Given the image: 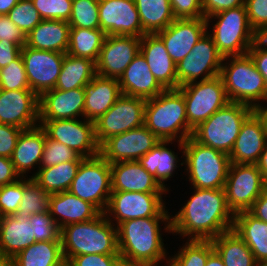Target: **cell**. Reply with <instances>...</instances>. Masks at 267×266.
<instances>
[{
    "label": "cell",
    "mask_w": 267,
    "mask_h": 266,
    "mask_svg": "<svg viewBox=\"0 0 267 266\" xmlns=\"http://www.w3.org/2000/svg\"><path fill=\"white\" fill-rule=\"evenodd\" d=\"M171 218V232L189 239L211 240L233 230L234 214L228 208L224 188L200 189Z\"/></svg>",
    "instance_id": "1"
},
{
    "label": "cell",
    "mask_w": 267,
    "mask_h": 266,
    "mask_svg": "<svg viewBox=\"0 0 267 266\" xmlns=\"http://www.w3.org/2000/svg\"><path fill=\"white\" fill-rule=\"evenodd\" d=\"M160 220L167 222L164 229L171 232L170 217L130 219L117 226L119 255L124 266H157L166 258Z\"/></svg>",
    "instance_id": "2"
},
{
    "label": "cell",
    "mask_w": 267,
    "mask_h": 266,
    "mask_svg": "<svg viewBox=\"0 0 267 266\" xmlns=\"http://www.w3.org/2000/svg\"><path fill=\"white\" fill-rule=\"evenodd\" d=\"M106 216L100 213L92 220L61 228L60 239L65 262L73 256L83 254H119L117 227L114 228L110 217Z\"/></svg>",
    "instance_id": "3"
},
{
    "label": "cell",
    "mask_w": 267,
    "mask_h": 266,
    "mask_svg": "<svg viewBox=\"0 0 267 266\" xmlns=\"http://www.w3.org/2000/svg\"><path fill=\"white\" fill-rule=\"evenodd\" d=\"M144 116V125L161 141L172 142L179 137V141L184 142L192 136L184 97L178 89H166L156 97L147 99Z\"/></svg>",
    "instance_id": "4"
},
{
    "label": "cell",
    "mask_w": 267,
    "mask_h": 266,
    "mask_svg": "<svg viewBox=\"0 0 267 266\" xmlns=\"http://www.w3.org/2000/svg\"><path fill=\"white\" fill-rule=\"evenodd\" d=\"M254 111L246 104L229 101L193 129L191 137L201 145L230 155L242 124Z\"/></svg>",
    "instance_id": "5"
},
{
    "label": "cell",
    "mask_w": 267,
    "mask_h": 266,
    "mask_svg": "<svg viewBox=\"0 0 267 266\" xmlns=\"http://www.w3.org/2000/svg\"><path fill=\"white\" fill-rule=\"evenodd\" d=\"M183 150L187 174L194 188L220 189L224 188L231 165L228 154L214 148L201 145L192 137L184 142L179 141Z\"/></svg>",
    "instance_id": "6"
},
{
    "label": "cell",
    "mask_w": 267,
    "mask_h": 266,
    "mask_svg": "<svg viewBox=\"0 0 267 266\" xmlns=\"http://www.w3.org/2000/svg\"><path fill=\"white\" fill-rule=\"evenodd\" d=\"M231 58L233 59L230 64L222 63L220 71L228 100L246 104L257 110L261 105L254 101H267L264 78L249 54L231 56Z\"/></svg>",
    "instance_id": "7"
},
{
    "label": "cell",
    "mask_w": 267,
    "mask_h": 266,
    "mask_svg": "<svg viewBox=\"0 0 267 266\" xmlns=\"http://www.w3.org/2000/svg\"><path fill=\"white\" fill-rule=\"evenodd\" d=\"M214 17L218 21L213 26V34L210 36L218 52L224 57L223 61L231 56L248 54V50L259 36L250 26L245 5L209 16L206 21L209 22Z\"/></svg>",
    "instance_id": "8"
},
{
    "label": "cell",
    "mask_w": 267,
    "mask_h": 266,
    "mask_svg": "<svg viewBox=\"0 0 267 266\" xmlns=\"http://www.w3.org/2000/svg\"><path fill=\"white\" fill-rule=\"evenodd\" d=\"M68 191L104 213L112 192L110 164L100 154L85 158Z\"/></svg>",
    "instance_id": "9"
},
{
    "label": "cell",
    "mask_w": 267,
    "mask_h": 266,
    "mask_svg": "<svg viewBox=\"0 0 267 266\" xmlns=\"http://www.w3.org/2000/svg\"><path fill=\"white\" fill-rule=\"evenodd\" d=\"M178 90L183 94L188 125L192 129L229 102L220 75L180 86Z\"/></svg>",
    "instance_id": "10"
},
{
    "label": "cell",
    "mask_w": 267,
    "mask_h": 266,
    "mask_svg": "<svg viewBox=\"0 0 267 266\" xmlns=\"http://www.w3.org/2000/svg\"><path fill=\"white\" fill-rule=\"evenodd\" d=\"M147 100L122 94L114 105L95 123V136L99 145L111 136L122 134L144 125Z\"/></svg>",
    "instance_id": "11"
},
{
    "label": "cell",
    "mask_w": 267,
    "mask_h": 266,
    "mask_svg": "<svg viewBox=\"0 0 267 266\" xmlns=\"http://www.w3.org/2000/svg\"><path fill=\"white\" fill-rule=\"evenodd\" d=\"M264 177L256 164L231 163L224 190L228 208L248 211L262 194Z\"/></svg>",
    "instance_id": "12"
},
{
    "label": "cell",
    "mask_w": 267,
    "mask_h": 266,
    "mask_svg": "<svg viewBox=\"0 0 267 266\" xmlns=\"http://www.w3.org/2000/svg\"><path fill=\"white\" fill-rule=\"evenodd\" d=\"M49 139L61 142L83 158L100 154L95 136V123L76 119L38 121Z\"/></svg>",
    "instance_id": "13"
},
{
    "label": "cell",
    "mask_w": 267,
    "mask_h": 266,
    "mask_svg": "<svg viewBox=\"0 0 267 266\" xmlns=\"http://www.w3.org/2000/svg\"><path fill=\"white\" fill-rule=\"evenodd\" d=\"M164 193L111 192L104 214L114 215L117 226L127 220L146 217H170L162 200Z\"/></svg>",
    "instance_id": "14"
},
{
    "label": "cell",
    "mask_w": 267,
    "mask_h": 266,
    "mask_svg": "<svg viewBox=\"0 0 267 266\" xmlns=\"http://www.w3.org/2000/svg\"><path fill=\"white\" fill-rule=\"evenodd\" d=\"M223 58L207 31L191 52L176 64L179 87L196 82L202 74L205 75L201 80L220 75Z\"/></svg>",
    "instance_id": "15"
},
{
    "label": "cell",
    "mask_w": 267,
    "mask_h": 266,
    "mask_svg": "<svg viewBox=\"0 0 267 266\" xmlns=\"http://www.w3.org/2000/svg\"><path fill=\"white\" fill-rule=\"evenodd\" d=\"M161 140L145 125L114 135L100 145V155L109 163L138 161Z\"/></svg>",
    "instance_id": "16"
},
{
    "label": "cell",
    "mask_w": 267,
    "mask_h": 266,
    "mask_svg": "<svg viewBox=\"0 0 267 266\" xmlns=\"http://www.w3.org/2000/svg\"><path fill=\"white\" fill-rule=\"evenodd\" d=\"M21 56L29 87L38 97L55 88L65 53L39 50L25 45Z\"/></svg>",
    "instance_id": "17"
},
{
    "label": "cell",
    "mask_w": 267,
    "mask_h": 266,
    "mask_svg": "<svg viewBox=\"0 0 267 266\" xmlns=\"http://www.w3.org/2000/svg\"><path fill=\"white\" fill-rule=\"evenodd\" d=\"M142 37L107 35L96 62V73L119 79L134 57L140 52Z\"/></svg>",
    "instance_id": "18"
},
{
    "label": "cell",
    "mask_w": 267,
    "mask_h": 266,
    "mask_svg": "<svg viewBox=\"0 0 267 266\" xmlns=\"http://www.w3.org/2000/svg\"><path fill=\"white\" fill-rule=\"evenodd\" d=\"M99 22L106 35H145L134 0H99Z\"/></svg>",
    "instance_id": "19"
},
{
    "label": "cell",
    "mask_w": 267,
    "mask_h": 266,
    "mask_svg": "<svg viewBox=\"0 0 267 266\" xmlns=\"http://www.w3.org/2000/svg\"><path fill=\"white\" fill-rule=\"evenodd\" d=\"M209 23L204 17L196 19H175L166 29L156 35L175 64L182 61L195 44L207 32Z\"/></svg>",
    "instance_id": "20"
},
{
    "label": "cell",
    "mask_w": 267,
    "mask_h": 266,
    "mask_svg": "<svg viewBox=\"0 0 267 266\" xmlns=\"http://www.w3.org/2000/svg\"><path fill=\"white\" fill-rule=\"evenodd\" d=\"M39 97L32 90L0 89V123L21 129L37 126Z\"/></svg>",
    "instance_id": "21"
},
{
    "label": "cell",
    "mask_w": 267,
    "mask_h": 266,
    "mask_svg": "<svg viewBox=\"0 0 267 266\" xmlns=\"http://www.w3.org/2000/svg\"><path fill=\"white\" fill-rule=\"evenodd\" d=\"M266 144V121L259 111L255 110L241 126L229 155L231 163L256 164Z\"/></svg>",
    "instance_id": "22"
},
{
    "label": "cell",
    "mask_w": 267,
    "mask_h": 266,
    "mask_svg": "<svg viewBox=\"0 0 267 266\" xmlns=\"http://www.w3.org/2000/svg\"><path fill=\"white\" fill-rule=\"evenodd\" d=\"M84 105V88L66 91L54 88L39 97V121L76 119L84 116Z\"/></svg>",
    "instance_id": "23"
},
{
    "label": "cell",
    "mask_w": 267,
    "mask_h": 266,
    "mask_svg": "<svg viewBox=\"0 0 267 266\" xmlns=\"http://www.w3.org/2000/svg\"><path fill=\"white\" fill-rule=\"evenodd\" d=\"M140 52L145 57L151 73L165 90L179 88L176 64L156 34H145L141 38Z\"/></svg>",
    "instance_id": "24"
},
{
    "label": "cell",
    "mask_w": 267,
    "mask_h": 266,
    "mask_svg": "<svg viewBox=\"0 0 267 266\" xmlns=\"http://www.w3.org/2000/svg\"><path fill=\"white\" fill-rule=\"evenodd\" d=\"M112 192L163 193L166 190L138 161L110 164Z\"/></svg>",
    "instance_id": "25"
},
{
    "label": "cell",
    "mask_w": 267,
    "mask_h": 266,
    "mask_svg": "<svg viewBox=\"0 0 267 266\" xmlns=\"http://www.w3.org/2000/svg\"><path fill=\"white\" fill-rule=\"evenodd\" d=\"M118 80L122 94L146 100L165 90L151 73L141 52L134 57Z\"/></svg>",
    "instance_id": "26"
},
{
    "label": "cell",
    "mask_w": 267,
    "mask_h": 266,
    "mask_svg": "<svg viewBox=\"0 0 267 266\" xmlns=\"http://www.w3.org/2000/svg\"><path fill=\"white\" fill-rule=\"evenodd\" d=\"M85 120L95 122L105 114L122 95L118 79L106 78L96 75L84 86Z\"/></svg>",
    "instance_id": "27"
},
{
    "label": "cell",
    "mask_w": 267,
    "mask_h": 266,
    "mask_svg": "<svg viewBox=\"0 0 267 266\" xmlns=\"http://www.w3.org/2000/svg\"><path fill=\"white\" fill-rule=\"evenodd\" d=\"M48 211L60 229L72 223L92 220L101 213L93 204L69 191L51 194ZM54 215H58L59 220L62 218L61 221L59 222Z\"/></svg>",
    "instance_id": "28"
},
{
    "label": "cell",
    "mask_w": 267,
    "mask_h": 266,
    "mask_svg": "<svg viewBox=\"0 0 267 266\" xmlns=\"http://www.w3.org/2000/svg\"><path fill=\"white\" fill-rule=\"evenodd\" d=\"M34 242L29 218L16 213L0 217V255L14 258Z\"/></svg>",
    "instance_id": "29"
},
{
    "label": "cell",
    "mask_w": 267,
    "mask_h": 266,
    "mask_svg": "<svg viewBox=\"0 0 267 266\" xmlns=\"http://www.w3.org/2000/svg\"><path fill=\"white\" fill-rule=\"evenodd\" d=\"M45 141L46 132L40 125L21 131L11 156V161L20 177L33 168V165H40Z\"/></svg>",
    "instance_id": "30"
},
{
    "label": "cell",
    "mask_w": 267,
    "mask_h": 266,
    "mask_svg": "<svg viewBox=\"0 0 267 266\" xmlns=\"http://www.w3.org/2000/svg\"><path fill=\"white\" fill-rule=\"evenodd\" d=\"M70 29L67 21L42 20L26 36V46L66 54L69 46Z\"/></svg>",
    "instance_id": "31"
},
{
    "label": "cell",
    "mask_w": 267,
    "mask_h": 266,
    "mask_svg": "<svg viewBox=\"0 0 267 266\" xmlns=\"http://www.w3.org/2000/svg\"><path fill=\"white\" fill-rule=\"evenodd\" d=\"M233 230L246 243L257 263H267V223L249 211L234 214Z\"/></svg>",
    "instance_id": "32"
},
{
    "label": "cell",
    "mask_w": 267,
    "mask_h": 266,
    "mask_svg": "<svg viewBox=\"0 0 267 266\" xmlns=\"http://www.w3.org/2000/svg\"><path fill=\"white\" fill-rule=\"evenodd\" d=\"M96 75V62L66 53L55 89L66 91L84 88Z\"/></svg>",
    "instance_id": "33"
},
{
    "label": "cell",
    "mask_w": 267,
    "mask_h": 266,
    "mask_svg": "<svg viewBox=\"0 0 267 266\" xmlns=\"http://www.w3.org/2000/svg\"><path fill=\"white\" fill-rule=\"evenodd\" d=\"M211 242L225 266L257 265L250 248L234 230L218 235Z\"/></svg>",
    "instance_id": "34"
},
{
    "label": "cell",
    "mask_w": 267,
    "mask_h": 266,
    "mask_svg": "<svg viewBox=\"0 0 267 266\" xmlns=\"http://www.w3.org/2000/svg\"><path fill=\"white\" fill-rule=\"evenodd\" d=\"M14 266H64L61 241L34 242L14 258Z\"/></svg>",
    "instance_id": "35"
},
{
    "label": "cell",
    "mask_w": 267,
    "mask_h": 266,
    "mask_svg": "<svg viewBox=\"0 0 267 266\" xmlns=\"http://www.w3.org/2000/svg\"><path fill=\"white\" fill-rule=\"evenodd\" d=\"M145 34H157L174 20L170 0H134Z\"/></svg>",
    "instance_id": "36"
},
{
    "label": "cell",
    "mask_w": 267,
    "mask_h": 266,
    "mask_svg": "<svg viewBox=\"0 0 267 266\" xmlns=\"http://www.w3.org/2000/svg\"><path fill=\"white\" fill-rule=\"evenodd\" d=\"M81 162H64L58 165L39 168L32 176L44 191L54 194L68 191L75 178Z\"/></svg>",
    "instance_id": "37"
},
{
    "label": "cell",
    "mask_w": 267,
    "mask_h": 266,
    "mask_svg": "<svg viewBox=\"0 0 267 266\" xmlns=\"http://www.w3.org/2000/svg\"><path fill=\"white\" fill-rule=\"evenodd\" d=\"M167 143L169 144L171 141H161L138 160L165 190L168 189L163 182L171 178L178 162L177 155L165 146Z\"/></svg>",
    "instance_id": "38"
},
{
    "label": "cell",
    "mask_w": 267,
    "mask_h": 266,
    "mask_svg": "<svg viewBox=\"0 0 267 266\" xmlns=\"http://www.w3.org/2000/svg\"><path fill=\"white\" fill-rule=\"evenodd\" d=\"M106 36L101 29L71 28L66 53L97 62Z\"/></svg>",
    "instance_id": "39"
},
{
    "label": "cell",
    "mask_w": 267,
    "mask_h": 266,
    "mask_svg": "<svg viewBox=\"0 0 267 266\" xmlns=\"http://www.w3.org/2000/svg\"><path fill=\"white\" fill-rule=\"evenodd\" d=\"M180 250L172 259L167 260L169 266H205L214 247L211 240L190 239Z\"/></svg>",
    "instance_id": "40"
},
{
    "label": "cell",
    "mask_w": 267,
    "mask_h": 266,
    "mask_svg": "<svg viewBox=\"0 0 267 266\" xmlns=\"http://www.w3.org/2000/svg\"><path fill=\"white\" fill-rule=\"evenodd\" d=\"M50 195L32 180V177L25 180L23 198L16 214L30 218L33 214L46 213L49 210Z\"/></svg>",
    "instance_id": "41"
},
{
    "label": "cell",
    "mask_w": 267,
    "mask_h": 266,
    "mask_svg": "<svg viewBox=\"0 0 267 266\" xmlns=\"http://www.w3.org/2000/svg\"><path fill=\"white\" fill-rule=\"evenodd\" d=\"M68 24L71 28L100 29L99 0H73Z\"/></svg>",
    "instance_id": "42"
},
{
    "label": "cell",
    "mask_w": 267,
    "mask_h": 266,
    "mask_svg": "<svg viewBox=\"0 0 267 266\" xmlns=\"http://www.w3.org/2000/svg\"><path fill=\"white\" fill-rule=\"evenodd\" d=\"M85 158L81 157L75 151L62 144L61 142L51 140L46 135L43 155L39 168L58 165L64 162H82Z\"/></svg>",
    "instance_id": "43"
},
{
    "label": "cell",
    "mask_w": 267,
    "mask_h": 266,
    "mask_svg": "<svg viewBox=\"0 0 267 266\" xmlns=\"http://www.w3.org/2000/svg\"><path fill=\"white\" fill-rule=\"evenodd\" d=\"M7 16L26 36L43 20L31 0H20Z\"/></svg>",
    "instance_id": "44"
},
{
    "label": "cell",
    "mask_w": 267,
    "mask_h": 266,
    "mask_svg": "<svg viewBox=\"0 0 267 266\" xmlns=\"http://www.w3.org/2000/svg\"><path fill=\"white\" fill-rule=\"evenodd\" d=\"M0 89L31 90L21 54L6 67L0 69Z\"/></svg>",
    "instance_id": "45"
},
{
    "label": "cell",
    "mask_w": 267,
    "mask_h": 266,
    "mask_svg": "<svg viewBox=\"0 0 267 266\" xmlns=\"http://www.w3.org/2000/svg\"><path fill=\"white\" fill-rule=\"evenodd\" d=\"M18 178L17 181L0 186V217L13 215L19 209L25 189V179Z\"/></svg>",
    "instance_id": "46"
},
{
    "label": "cell",
    "mask_w": 267,
    "mask_h": 266,
    "mask_svg": "<svg viewBox=\"0 0 267 266\" xmlns=\"http://www.w3.org/2000/svg\"><path fill=\"white\" fill-rule=\"evenodd\" d=\"M29 220L35 236V242L61 241V229L53 220L49 211L46 213L33 214Z\"/></svg>",
    "instance_id": "47"
},
{
    "label": "cell",
    "mask_w": 267,
    "mask_h": 266,
    "mask_svg": "<svg viewBox=\"0 0 267 266\" xmlns=\"http://www.w3.org/2000/svg\"><path fill=\"white\" fill-rule=\"evenodd\" d=\"M43 20L69 21L73 0H31Z\"/></svg>",
    "instance_id": "48"
},
{
    "label": "cell",
    "mask_w": 267,
    "mask_h": 266,
    "mask_svg": "<svg viewBox=\"0 0 267 266\" xmlns=\"http://www.w3.org/2000/svg\"><path fill=\"white\" fill-rule=\"evenodd\" d=\"M245 7L250 26L260 36L267 30V0H245Z\"/></svg>",
    "instance_id": "49"
},
{
    "label": "cell",
    "mask_w": 267,
    "mask_h": 266,
    "mask_svg": "<svg viewBox=\"0 0 267 266\" xmlns=\"http://www.w3.org/2000/svg\"><path fill=\"white\" fill-rule=\"evenodd\" d=\"M68 266H124L119 254H83L71 257Z\"/></svg>",
    "instance_id": "50"
},
{
    "label": "cell",
    "mask_w": 267,
    "mask_h": 266,
    "mask_svg": "<svg viewBox=\"0 0 267 266\" xmlns=\"http://www.w3.org/2000/svg\"><path fill=\"white\" fill-rule=\"evenodd\" d=\"M175 19L202 18V0H170Z\"/></svg>",
    "instance_id": "51"
},
{
    "label": "cell",
    "mask_w": 267,
    "mask_h": 266,
    "mask_svg": "<svg viewBox=\"0 0 267 266\" xmlns=\"http://www.w3.org/2000/svg\"><path fill=\"white\" fill-rule=\"evenodd\" d=\"M22 130L13 125L0 123V156L11 158Z\"/></svg>",
    "instance_id": "52"
},
{
    "label": "cell",
    "mask_w": 267,
    "mask_h": 266,
    "mask_svg": "<svg viewBox=\"0 0 267 266\" xmlns=\"http://www.w3.org/2000/svg\"><path fill=\"white\" fill-rule=\"evenodd\" d=\"M4 39L22 48L26 45V35L7 15H0V40Z\"/></svg>",
    "instance_id": "53"
},
{
    "label": "cell",
    "mask_w": 267,
    "mask_h": 266,
    "mask_svg": "<svg viewBox=\"0 0 267 266\" xmlns=\"http://www.w3.org/2000/svg\"><path fill=\"white\" fill-rule=\"evenodd\" d=\"M265 46V42L258 38L248 50V54L254 61L259 73L263 76L267 87V48Z\"/></svg>",
    "instance_id": "54"
},
{
    "label": "cell",
    "mask_w": 267,
    "mask_h": 266,
    "mask_svg": "<svg viewBox=\"0 0 267 266\" xmlns=\"http://www.w3.org/2000/svg\"><path fill=\"white\" fill-rule=\"evenodd\" d=\"M241 5H245V0H202L203 17L206 19L209 16Z\"/></svg>",
    "instance_id": "55"
},
{
    "label": "cell",
    "mask_w": 267,
    "mask_h": 266,
    "mask_svg": "<svg viewBox=\"0 0 267 266\" xmlns=\"http://www.w3.org/2000/svg\"><path fill=\"white\" fill-rule=\"evenodd\" d=\"M22 47L13 42L0 40V69L6 67L21 54Z\"/></svg>",
    "instance_id": "56"
},
{
    "label": "cell",
    "mask_w": 267,
    "mask_h": 266,
    "mask_svg": "<svg viewBox=\"0 0 267 266\" xmlns=\"http://www.w3.org/2000/svg\"><path fill=\"white\" fill-rule=\"evenodd\" d=\"M20 175L16 172L11 158L0 156V186L17 181Z\"/></svg>",
    "instance_id": "57"
},
{
    "label": "cell",
    "mask_w": 267,
    "mask_h": 266,
    "mask_svg": "<svg viewBox=\"0 0 267 266\" xmlns=\"http://www.w3.org/2000/svg\"><path fill=\"white\" fill-rule=\"evenodd\" d=\"M248 211L256 218L267 223V198L261 194Z\"/></svg>",
    "instance_id": "58"
},
{
    "label": "cell",
    "mask_w": 267,
    "mask_h": 266,
    "mask_svg": "<svg viewBox=\"0 0 267 266\" xmlns=\"http://www.w3.org/2000/svg\"><path fill=\"white\" fill-rule=\"evenodd\" d=\"M258 169L261 171L264 179L267 178V144L263 149L258 162L256 163Z\"/></svg>",
    "instance_id": "59"
},
{
    "label": "cell",
    "mask_w": 267,
    "mask_h": 266,
    "mask_svg": "<svg viewBox=\"0 0 267 266\" xmlns=\"http://www.w3.org/2000/svg\"><path fill=\"white\" fill-rule=\"evenodd\" d=\"M20 0H0V15H7L8 12L19 2Z\"/></svg>",
    "instance_id": "60"
},
{
    "label": "cell",
    "mask_w": 267,
    "mask_h": 266,
    "mask_svg": "<svg viewBox=\"0 0 267 266\" xmlns=\"http://www.w3.org/2000/svg\"><path fill=\"white\" fill-rule=\"evenodd\" d=\"M205 266H225L221 257L218 253L214 250L209 256L206 261Z\"/></svg>",
    "instance_id": "61"
},
{
    "label": "cell",
    "mask_w": 267,
    "mask_h": 266,
    "mask_svg": "<svg viewBox=\"0 0 267 266\" xmlns=\"http://www.w3.org/2000/svg\"><path fill=\"white\" fill-rule=\"evenodd\" d=\"M0 266H14L13 258L0 255Z\"/></svg>",
    "instance_id": "62"
},
{
    "label": "cell",
    "mask_w": 267,
    "mask_h": 266,
    "mask_svg": "<svg viewBox=\"0 0 267 266\" xmlns=\"http://www.w3.org/2000/svg\"><path fill=\"white\" fill-rule=\"evenodd\" d=\"M257 110L264 117L266 121V125H267V108L262 106V107H259Z\"/></svg>",
    "instance_id": "63"
},
{
    "label": "cell",
    "mask_w": 267,
    "mask_h": 266,
    "mask_svg": "<svg viewBox=\"0 0 267 266\" xmlns=\"http://www.w3.org/2000/svg\"><path fill=\"white\" fill-rule=\"evenodd\" d=\"M262 194L267 198V178L263 181Z\"/></svg>",
    "instance_id": "64"
},
{
    "label": "cell",
    "mask_w": 267,
    "mask_h": 266,
    "mask_svg": "<svg viewBox=\"0 0 267 266\" xmlns=\"http://www.w3.org/2000/svg\"><path fill=\"white\" fill-rule=\"evenodd\" d=\"M259 38H260L261 40H263V42H265L266 47H267V30H266L263 34H261V35L259 36Z\"/></svg>",
    "instance_id": "65"
},
{
    "label": "cell",
    "mask_w": 267,
    "mask_h": 266,
    "mask_svg": "<svg viewBox=\"0 0 267 266\" xmlns=\"http://www.w3.org/2000/svg\"><path fill=\"white\" fill-rule=\"evenodd\" d=\"M256 266H267V263H257Z\"/></svg>",
    "instance_id": "66"
}]
</instances>
